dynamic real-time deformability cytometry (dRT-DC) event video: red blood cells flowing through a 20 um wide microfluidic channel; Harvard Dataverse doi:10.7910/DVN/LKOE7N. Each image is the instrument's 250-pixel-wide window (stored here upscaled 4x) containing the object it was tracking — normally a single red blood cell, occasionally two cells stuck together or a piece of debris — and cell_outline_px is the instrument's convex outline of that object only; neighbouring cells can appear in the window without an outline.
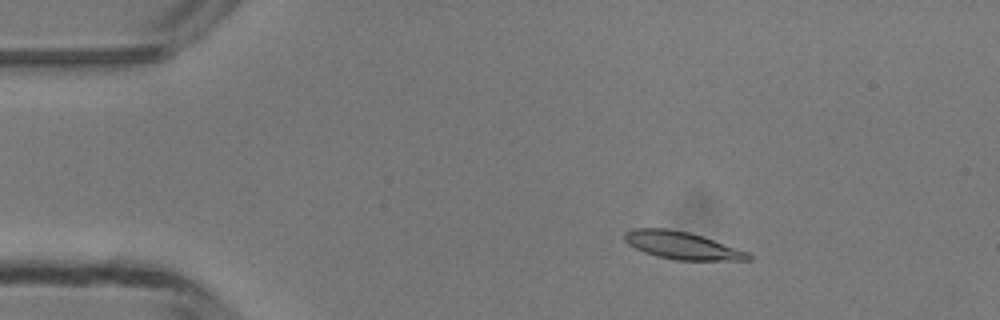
{"species": "common noctule bat (a hibernating species)", "species_latin": "Nyctalus noctula", "temperature_condition": "room temperature", "stored_images_in_passage": 46, "camera_frame_rate_fps": 3000, "um_per_image_px": 0.085, "animal": {"sex": "male", "body_mass_g": 13.3}, "frame": {"image": 1, "passage_image": 5, "time_ms": 1.333, "image_size_px": [1000, 320], "cell_outline_px": [[752, 260], [676, 260], [656, 256], [644, 252], [628, 244], [624, 240], [624, 232], [632, 228], [668, 228], [688, 232], [748, 252], [752, 256]], "centroid_in_image_um": [57.92, 20.86], "position_along_channel_um": 27.1, "area_um2": 19.65}}
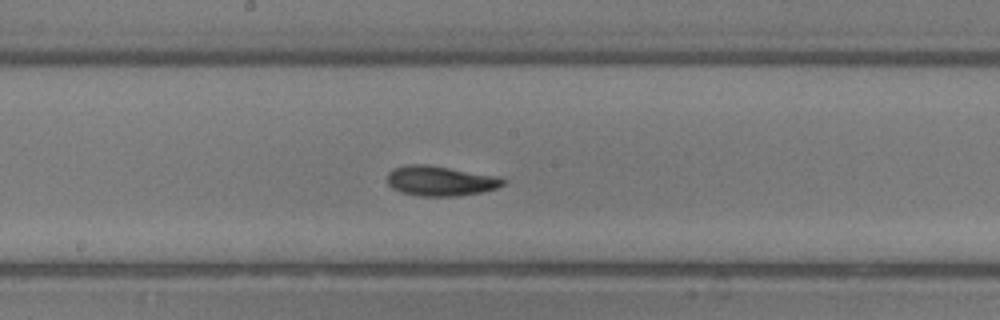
{"frame": {"image": 2, "passage_image": 23, "time_ms": 7.333, "image_size_px": [1000, 320], "cell_outline_px": [[508, 180], [504, 184], [496, 188], [480, 192], [456, 196], [416, 196], [400, 192], [392, 188], [388, 184], [388, 172], [392, 168], [408, 164], [428, 164], [504, 176]], "centroid_in_image_um": [37.47, 15.36], "position_along_channel_um": 210.7, "area_um2": 20.75}}
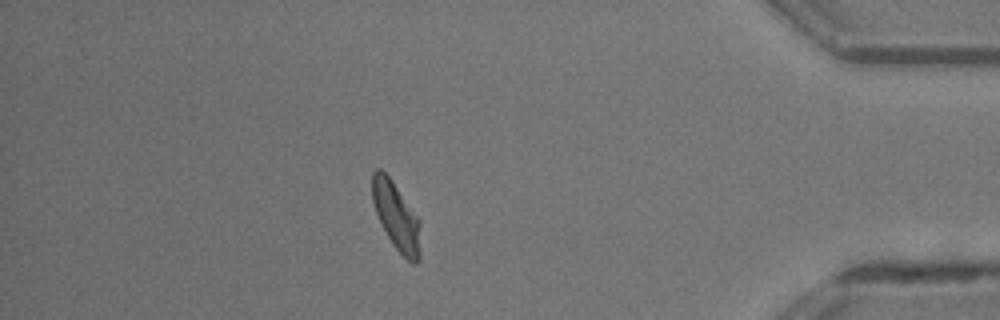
{"frame": {"image": 3, "passage_image": 40, "time_ms": 13.0, "image_size_px": [1000, 320], "cell_outline_px": [[420, 260], [416, 264], [412, 264], [392, 244], [376, 212], [372, 200], [372, 172], [376, 168], [380, 168], [388, 176], [420, 220]], "centroid_in_image_um": [33.7, 18.4], "position_along_channel_um": 401.5, "area_um2": 18.73}, "authors_computed_cell_mechanics": {"area_um2": 19.363, "velocity_mm_per_s": 4.1491, "shape_relaxation_time_tau1_ms": 2.5825, "shape_relaxation_time_tau2_ms": 2.4247, "deformation_change_tau1": 0.135, "deformation_change_tau2": 0.0712}}